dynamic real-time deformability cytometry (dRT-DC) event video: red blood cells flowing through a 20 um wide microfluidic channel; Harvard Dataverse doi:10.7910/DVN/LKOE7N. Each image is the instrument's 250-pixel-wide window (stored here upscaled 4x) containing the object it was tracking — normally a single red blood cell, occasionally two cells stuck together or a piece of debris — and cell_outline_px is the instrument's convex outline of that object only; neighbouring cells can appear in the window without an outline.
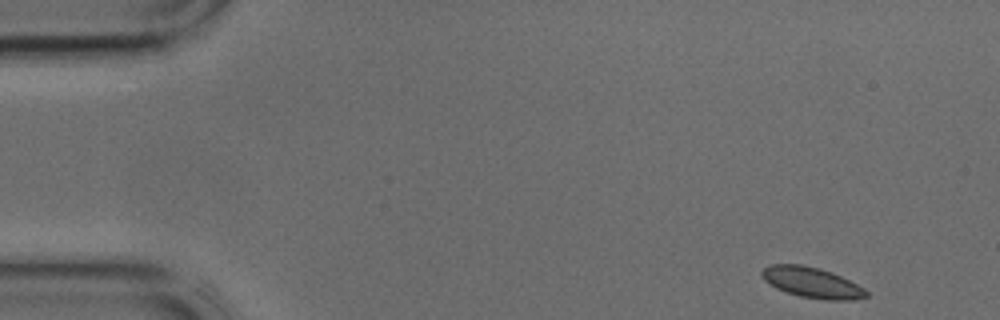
{"species": "common noctule bat (a hibernating species)", "species_latin": "Nyctalus noctula", "temperature_condition": "cold", "stored_images_in_passage": 41, "camera_frame_rate_fps": 3000, "um_per_image_px": 0.085, "animal": {"sex": "male", "body_mass_g": 17.9, "forearm_length_mm": 54.2}, "frame": {"image": 1, "passage_image": 1, "time_ms": 0.0, "image_size_px": [1000, 320], "cell_outline_px": [[868, 296], [852, 300], [828, 300], [800, 296], [776, 288], [764, 280], [760, 272], [764, 268], [772, 264], [800, 264], [820, 268], [832, 272], [864, 288], [868, 292]], "centroid_in_image_um": [69.01, 24.01], "position_along_channel_um": 16.0, "area_um2": 18.44}}
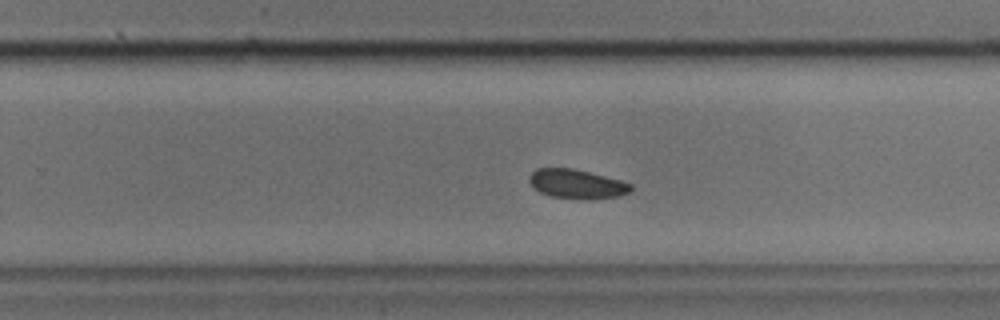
{"frame": {"image": 2, "passage_image": 25, "time_ms": 8.0, "image_size_px": [1000, 320], "cell_outline_px": [[632, 188], [628, 192], [616, 196], [592, 200], [580, 200], [552, 196], [540, 192], [528, 180], [528, 176], [536, 168], [572, 168], [620, 180], [632, 184]], "centroid_in_image_um": [49.01, 15.64], "position_along_channel_um": 280.8, "area_um2": 17.22}}
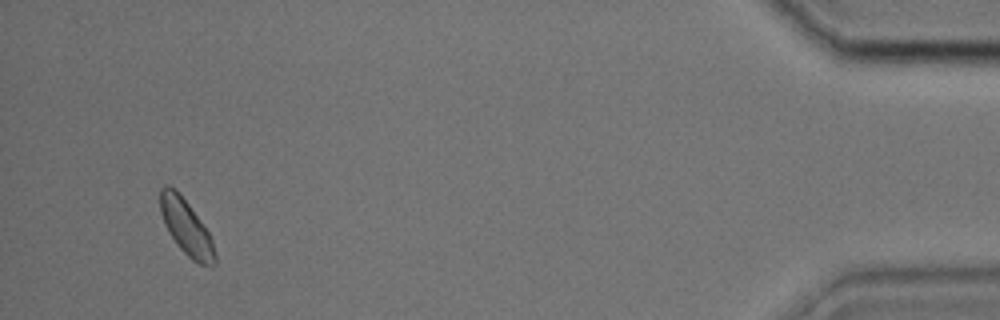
{"frame": {"image": 3, "passage_image": 39, "time_ms": 12.667, "image_size_px": [1000, 320], "cell_outline_px": [[216, 264], [196, 264], [180, 248], [168, 232], [164, 224], [160, 212], [160, 188], [164, 184], [168, 184], [188, 204], [200, 220], [208, 232], [212, 240], [216, 256]], "centroid_in_image_um": [15.81, 19.33], "position_along_channel_um": 419.4, "area_um2": 17.28}}